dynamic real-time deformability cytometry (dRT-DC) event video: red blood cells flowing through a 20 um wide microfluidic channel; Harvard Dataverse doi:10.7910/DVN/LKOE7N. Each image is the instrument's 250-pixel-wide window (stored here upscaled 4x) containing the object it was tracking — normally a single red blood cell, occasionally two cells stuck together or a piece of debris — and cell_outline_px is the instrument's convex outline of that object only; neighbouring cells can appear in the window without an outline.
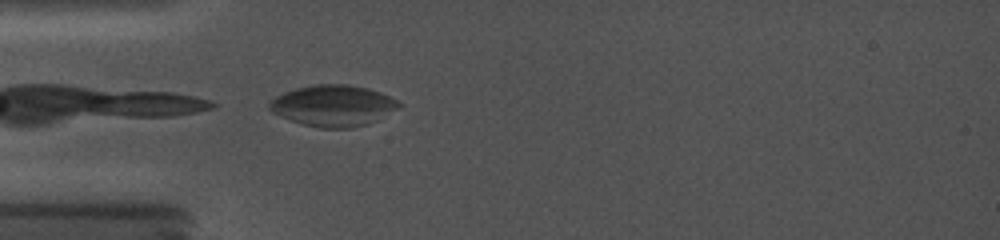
{"species": "common noctule bat (a hibernating species)", "species_latin": "Nyctalus noctula", "temperature_condition": "cold", "stored_images_in_passage": 12, "camera_frame_rate_fps": 5000, "um_per_image_px": 0.085, "animal": {"sex": "female", "body_mass_g": 19.0, "forearm_length_mm": 56.7}, "frame": {"image": 1, "passage_image": 1, "time_ms": 0.0, "image_size_px": [1000, 240], "cell_outline_px": [[404, 104], [400, 108], [368, 124], [352, 128], [320, 128], [304, 124], [280, 116], [272, 112], [268, 108], [268, 104], [276, 96], [284, 92], [296, 88], [316, 84], [348, 84], [368, 88], [380, 92]], "centroid_in_image_um": [28.34, 8.98], "position_along_channel_um": 56.7, "area_um2": 31.1}}
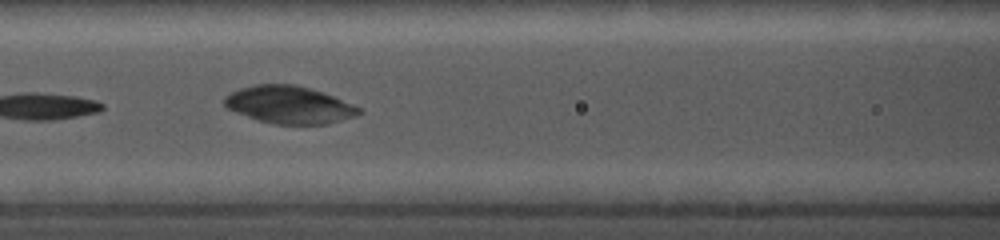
{"frame": {"image": 2, "passage_image": 6, "time_ms": 2.4, "image_size_px": [1000, 240], "cell_outline_px": [[364, 112], [356, 116], [328, 124], [276, 124], [260, 120], [236, 112], [228, 108], [224, 104], [224, 96], [240, 88], [256, 84], [292, 84], [308, 88], [332, 96], [364, 108]], "centroid_in_image_um": [24.63, 8.91], "position_along_channel_um": 142.0, "area_um2": 29.19}}